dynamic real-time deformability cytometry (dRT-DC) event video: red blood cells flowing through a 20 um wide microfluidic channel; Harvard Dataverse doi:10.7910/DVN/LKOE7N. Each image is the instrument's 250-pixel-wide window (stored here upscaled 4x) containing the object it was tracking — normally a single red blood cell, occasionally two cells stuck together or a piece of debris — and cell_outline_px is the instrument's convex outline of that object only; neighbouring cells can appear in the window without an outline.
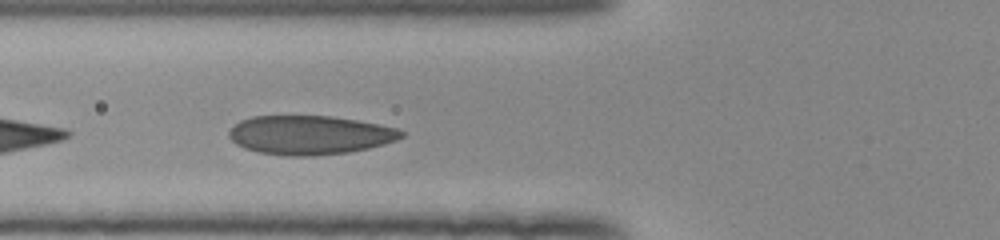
{"species": "human", "species_latin": "Homo sapiens", "temperature_condition": "room temperature", "stored_images_in_passage": 31, "camera_frame_rate_fps": 3000, "um_per_image_px": 0.085, "donor": {"sex": "female"}, "frame": {"image": 1, "passage_image": 4, "time_ms": 1.0, "image_size_px": [1000, 240], "cell_outline_px": [[404, 136], [396, 140], [384, 144], [368, 148], [348, 152], [312, 156], [284, 156], [260, 152], [244, 148], [236, 144], [228, 136], [228, 132], [240, 120], [252, 116], [332, 116], [380, 124], [396, 128], [404, 132]], "centroid_in_image_um": [26.33, 11.48], "position_along_channel_um": 99.5, "area_um2": 39.13}}
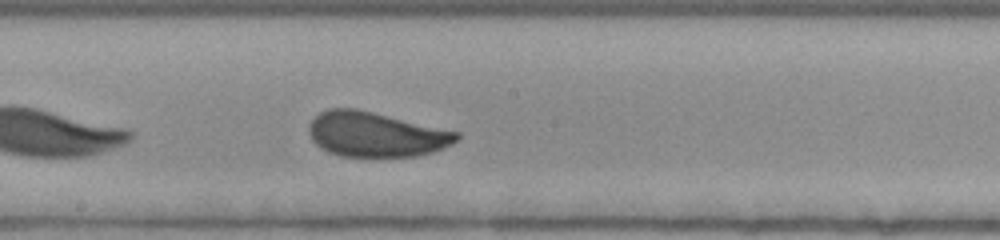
{"frame": {"image": 2, "passage_image": 13, "time_ms": 4.0, "image_size_px": [1000, 240], "cell_outline_px": [[460, 136], [452, 144], [432, 152], [416, 156], [340, 156], [328, 152], [320, 148], [312, 140], [308, 132], [308, 128], [312, 120], [320, 112], [328, 108], [356, 108], [460, 132]], "centroid_in_image_um": [31.92, 11.42], "position_along_channel_um": 216.3, "area_um2": 38.55}}
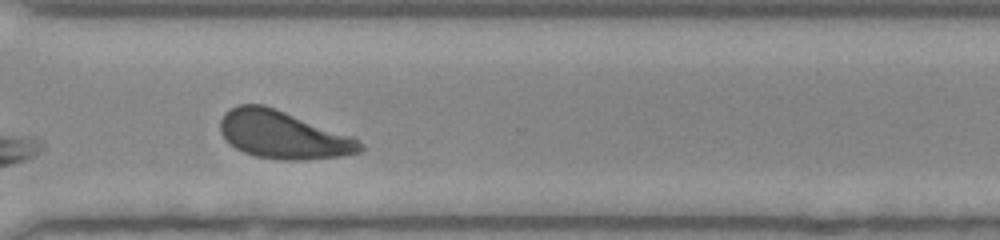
{"frame": {"image": 3, "passage_image": 23, "time_ms": 7.333, "image_size_px": [1000, 240], "cell_outline_px": [[364, 148], [360, 152], [340, 156], [304, 160], [280, 160], [256, 156], [244, 152], [236, 148], [220, 132], [220, 120], [224, 112], [240, 104], [264, 104], [352, 136], [364, 144]], "centroid_in_image_um": [24.07, 11.46], "position_along_channel_um": 346.5, "area_um2": 38.73}, "authors_computed_cell_mechanics": {"area_um2": 38.5526, "velocity_mm_per_s": 3.8975, "shape_relaxation_time_tau1_ms": 2.2175, "shape_relaxation_time_tau2_ms": 0.6633, "deformation_change_tau1": 0.103, "deformation_change_tau2": 0.0511}}